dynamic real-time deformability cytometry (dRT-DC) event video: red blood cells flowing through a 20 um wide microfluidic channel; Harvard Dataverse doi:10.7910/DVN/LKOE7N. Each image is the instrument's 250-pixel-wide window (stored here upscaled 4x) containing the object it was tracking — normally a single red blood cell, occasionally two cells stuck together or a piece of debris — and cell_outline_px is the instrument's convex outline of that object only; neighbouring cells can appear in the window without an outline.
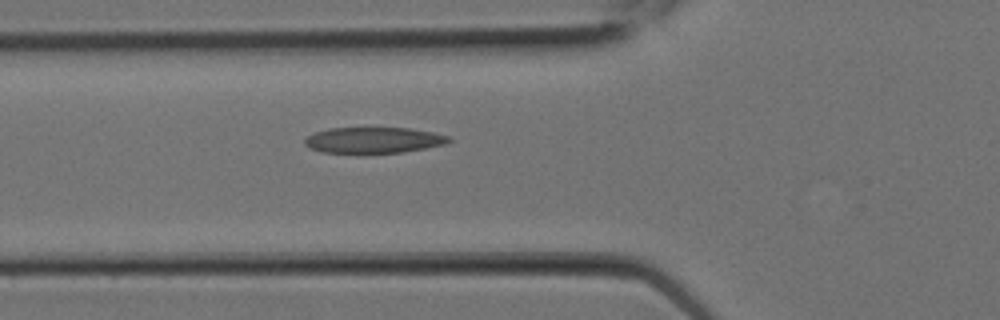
{"species": "Egyptian fruit bat (a non-hibernating species)", "species_latin": "Rousettus aegyptiacus", "temperature_condition": "room temperature", "stored_images_in_passage": 7, "camera_frame_rate_fps": 3000, "um_per_image_px": 0.085, "animal": {"sex": "female"}, "frame": {"image": 1, "passage_image": 7, "time_ms": 2.0, "image_size_px": [1000, 320], "cell_outline_px": [[452, 140], [444, 144], [424, 148], [400, 152], [320, 152], [308, 148], [304, 144], [304, 140], [308, 136], [316, 132], [328, 128], [408, 128], [432, 132], [448, 136]], "centroid_in_image_um": [31.71, 11.9], "position_along_channel_um": 94.1, "area_um2": 21.39}}